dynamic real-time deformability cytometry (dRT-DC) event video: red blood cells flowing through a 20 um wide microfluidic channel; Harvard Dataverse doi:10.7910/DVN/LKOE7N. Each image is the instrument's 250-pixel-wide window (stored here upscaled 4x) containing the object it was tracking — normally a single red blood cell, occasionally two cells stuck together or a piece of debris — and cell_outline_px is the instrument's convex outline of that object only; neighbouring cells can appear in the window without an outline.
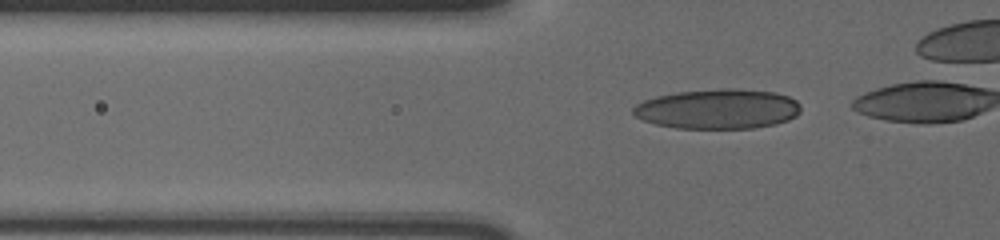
{"species": "human", "species_latin": "Homo sapiens", "temperature_condition": "cold", "stored_images_in_passage": 13, "camera_frame_rate_fps": 3000, "um_per_image_px": 0.085, "donor": {"sex": "male"}, "frame": {"image": 1, "passage_image": 2, "time_ms": 0.333, "image_size_px": [1000, 240], "cell_outline_px": [[800, 112], [796, 116], [788, 120], [776, 124], [752, 128], [676, 128], [656, 124], [644, 120], [636, 116], [632, 112], [632, 108], [636, 104], [644, 100], [656, 96], [676, 92], [720, 88], [732, 88], [772, 92], [788, 96], [796, 100], [800, 104]], "centroid_in_image_um": [61.02, 9.26], "position_along_channel_um": 64.8, "area_um2": 38.96}}
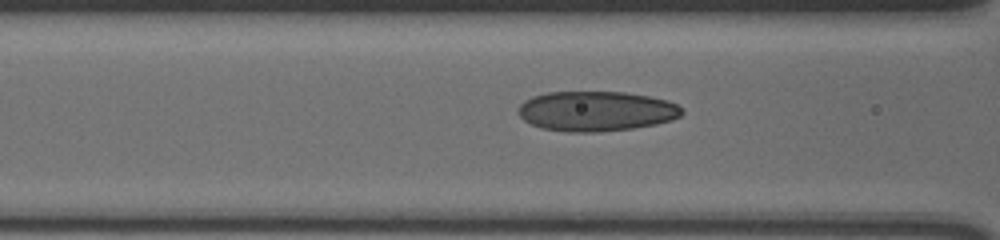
{"frame": {"image": 2, "passage_image": 7, "time_ms": 2.0, "image_size_px": [1000, 240], "cell_outline_px": [[684, 112], [680, 116], [672, 120], [656, 124], [632, 128], [600, 132], [568, 132], [540, 128], [524, 120], [516, 112], [520, 104], [524, 100], [532, 96], [548, 92], [624, 92], [648, 96], [668, 100], [676, 104]], "centroid_in_image_um": [50.65, 9.45], "position_along_channel_um": 116.0, "area_um2": 38.26}}
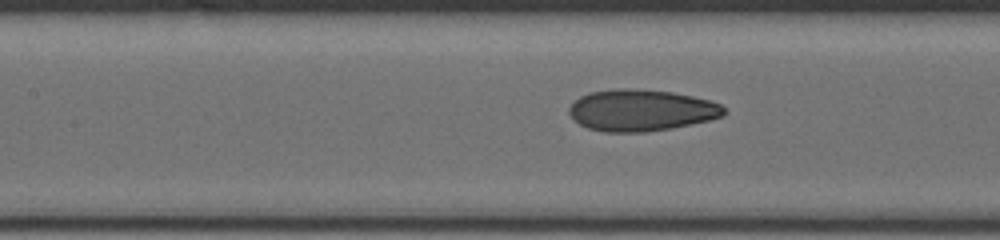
{"frame": {"image": 3, "passage_image": 10, "time_ms": 3.0, "image_size_px": [1000, 240], "cell_outline_px": [[724, 116], [708, 120], [672, 128], [644, 132], [604, 132], [588, 128], [572, 120], [568, 112], [568, 108], [580, 96], [588, 92], [616, 88], [628, 88], [672, 92], [712, 100], [720, 104], [724, 108]], "centroid_in_image_um": [54.47, 9.37], "position_along_channel_um": 152.9, "area_um2": 37.63}}